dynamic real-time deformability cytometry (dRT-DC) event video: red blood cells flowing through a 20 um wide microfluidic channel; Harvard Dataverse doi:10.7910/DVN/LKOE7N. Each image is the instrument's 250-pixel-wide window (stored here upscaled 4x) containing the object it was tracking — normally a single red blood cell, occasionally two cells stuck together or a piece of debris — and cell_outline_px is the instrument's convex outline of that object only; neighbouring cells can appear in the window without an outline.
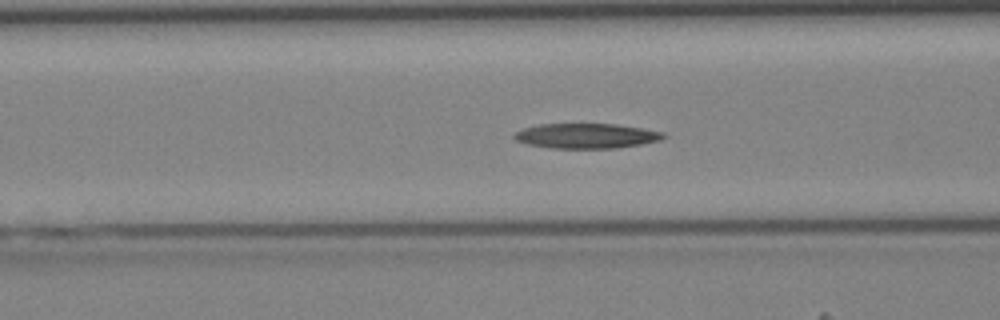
{"species": "Egyptian fruit bat (a non-hibernating species)", "species_latin": "Rousettus aegyptiacus", "temperature_condition": "cold", "stored_images_in_passage": 36, "camera_frame_rate_fps": 3000, "um_per_image_px": 0.085, "animal": {"sex": "female"}, "frame": {"image": 1, "passage_image": 16, "time_ms": 5.0, "image_size_px": [1000, 320], "cell_outline_px": [[668, 136], [660, 140], [640, 144], [616, 148], [552, 148], [528, 144], [516, 140], [512, 136], [516, 132], [524, 128], [540, 124], [616, 124], [664, 132]], "centroid_in_image_um": [49.85, 11.55], "position_along_channel_um": 116.7, "area_um2": 21.56}}
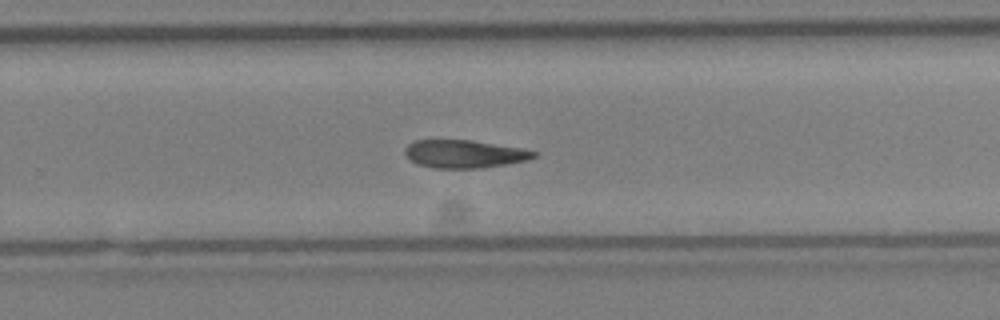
{"frame": {"image": 2, "passage_image": 27, "time_ms": 8.667, "image_size_px": [1000, 320], "cell_outline_px": [[536, 156], [528, 160], [480, 168], [436, 168], [416, 164], [404, 152], [404, 148], [408, 144], [416, 140], [472, 140], [524, 148], [536, 152]], "centroid_in_image_um": [39.47, 13.07], "position_along_channel_um": 290.3, "area_um2": 20.92}}
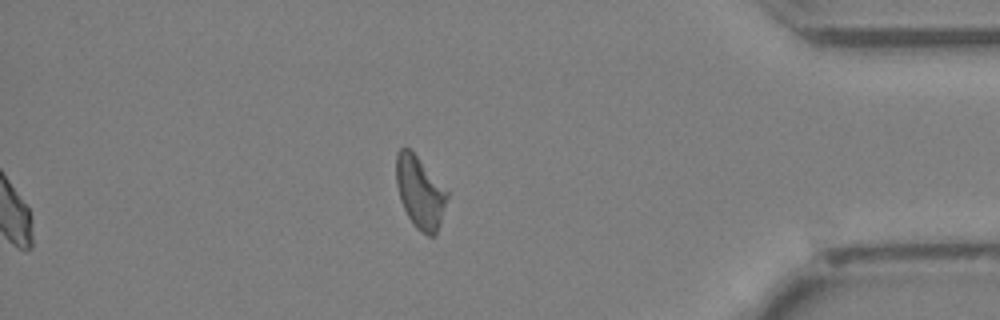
{"frame": {"image": 3, "passage_image": 36, "time_ms": 11.667, "image_size_px": [1000, 320], "cell_outline_px": [[448, 196], [440, 224], [436, 236], [428, 236], [416, 228], [408, 216], [400, 200], [396, 184], [396, 152], [400, 148], [408, 148], [416, 156], [448, 192]], "centroid_in_image_um": [35.68, 16.38], "position_along_channel_um": 399.5, "area_um2": 21.04}}